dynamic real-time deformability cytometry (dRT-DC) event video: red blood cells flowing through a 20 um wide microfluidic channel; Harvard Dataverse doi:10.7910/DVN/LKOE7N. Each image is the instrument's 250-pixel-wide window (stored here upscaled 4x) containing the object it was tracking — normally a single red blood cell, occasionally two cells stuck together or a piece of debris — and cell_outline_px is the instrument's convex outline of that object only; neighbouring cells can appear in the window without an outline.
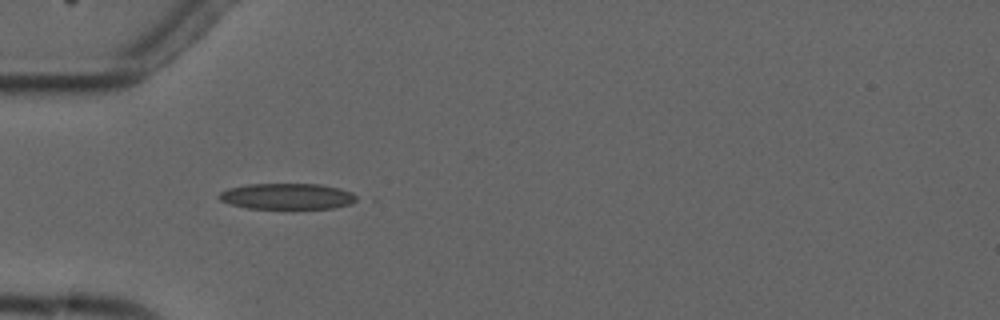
{"species": "common noctule bat (a hibernating species)", "species_latin": "Nyctalus noctula", "temperature_condition": "cold", "stored_images_in_passage": 9, "camera_frame_rate_fps": 3000, "um_per_image_px": 0.085, "animal": {"sex": "male", "forearm_length_mm": 52.5}, "frame": {"image": 1, "passage_image": 3, "time_ms": 3.333, "image_size_px": [1000, 320], "cell_outline_px": [[360, 200], [352, 204], [332, 208], [248, 208], [232, 204], [220, 200], [220, 192], [228, 188], [248, 184], [320, 184], [340, 188], [352, 192], [360, 196]], "centroid_in_image_um": [24.51, 16.68], "position_along_channel_um": 60.5, "area_um2": 20.87}}
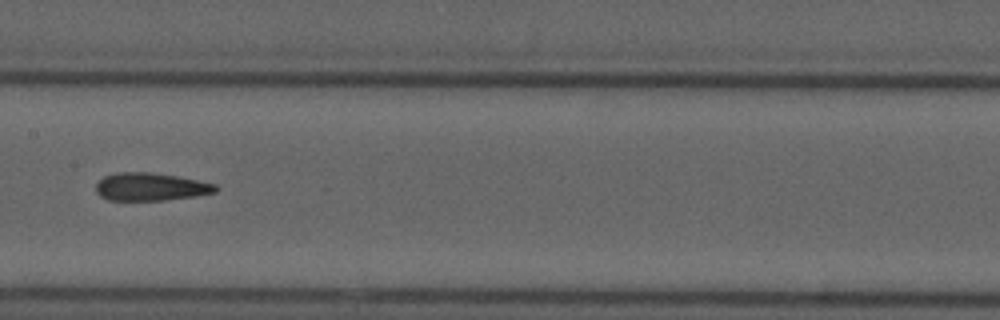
{"frame": {"image": 2, "passage_image": 6, "time_ms": 7.0, "image_size_px": [1000, 320], "cell_outline_px": [[220, 188], [216, 192], [196, 196], [164, 200], [108, 200], [100, 196], [96, 192], [96, 184], [104, 176], [116, 172], [148, 172], [176, 176], [216, 184]], "centroid_in_image_um": [12.8, 15.88], "position_along_channel_um": 194.6, "area_um2": 19.42}}
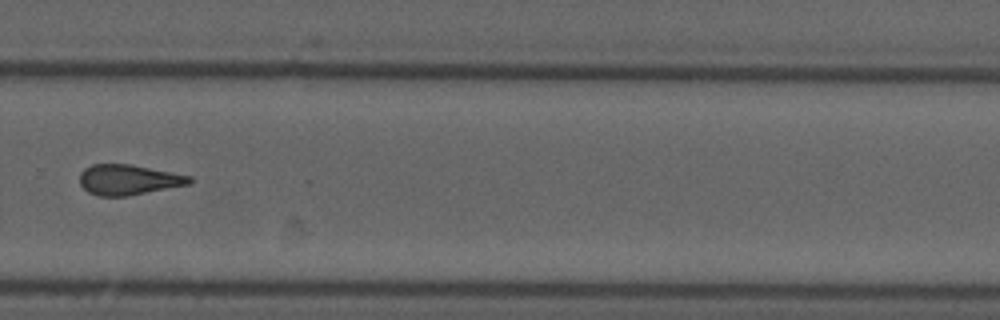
{"frame": {"image": 3, "passage_image": 9, "time_ms": 10.333, "image_size_px": [1000, 320], "cell_outline_px": [[192, 184], [128, 196], [96, 196], [88, 192], [80, 184], [80, 172], [84, 168], [92, 164], [128, 164], [192, 176]], "centroid_in_image_um": [10.92, 15.29], "position_along_channel_um": 318.9, "area_um2": 19.48}}